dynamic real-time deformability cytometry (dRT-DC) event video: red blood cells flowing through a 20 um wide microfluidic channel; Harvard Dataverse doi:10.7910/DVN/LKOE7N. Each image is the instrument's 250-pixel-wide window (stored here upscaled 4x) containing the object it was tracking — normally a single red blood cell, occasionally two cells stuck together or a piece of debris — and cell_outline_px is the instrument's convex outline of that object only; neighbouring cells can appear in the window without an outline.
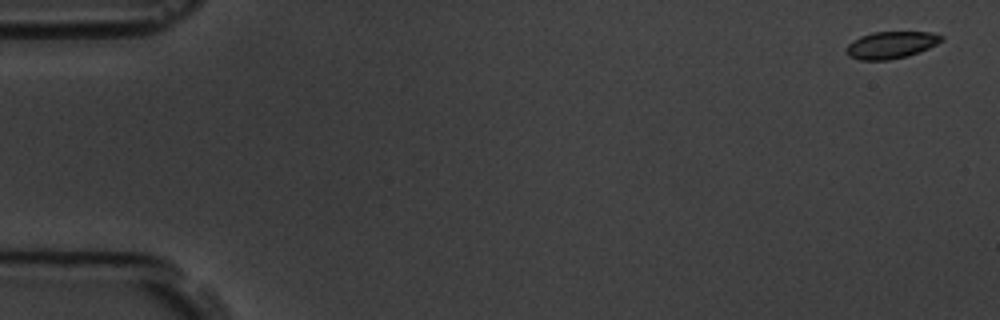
{"species": "common noctule bat (a hibernating species)", "species_latin": "Nyctalus noctula", "temperature_condition": "room temperature", "stored_images_in_passage": 13, "camera_frame_rate_fps": 3000, "um_per_image_px": 0.085, "animal": {"sex": "male", "body_mass_g": 19.5, "forearm_length_mm": 54.6}, "frame": {"image": 1, "passage_image": 1, "time_ms": 0.0, "image_size_px": [1000, 320], "cell_outline_px": [[944, 40], [920, 52], [908, 56], [888, 60], [860, 60], [848, 56], [844, 48], [852, 40], [860, 36], [872, 32], [932, 32], [944, 36]], "centroid_in_image_um": [75.72, 3.82], "position_along_channel_um": 9.3, "area_um2": 15.2}}
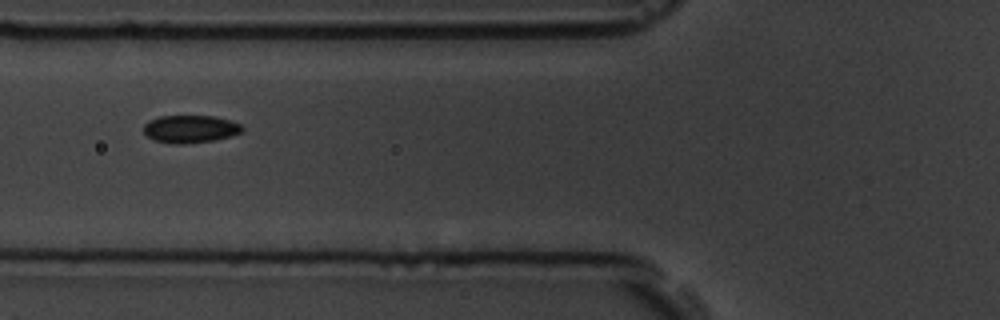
{"frame": {"image": 2, "passage_image": 6, "time_ms": 6.667, "image_size_px": [1000, 320], "cell_outline_px": [[244, 128], [240, 132], [228, 136], [212, 140], [184, 144], [176, 144], [152, 140], [144, 132], [144, 124], [148, 120], [160, 116], [216, 116], [240, 124]], "centroid_in_image_um": [16.12, 10.95], "position_along_channel_um": 109.7, "area_um2": 15.72}}
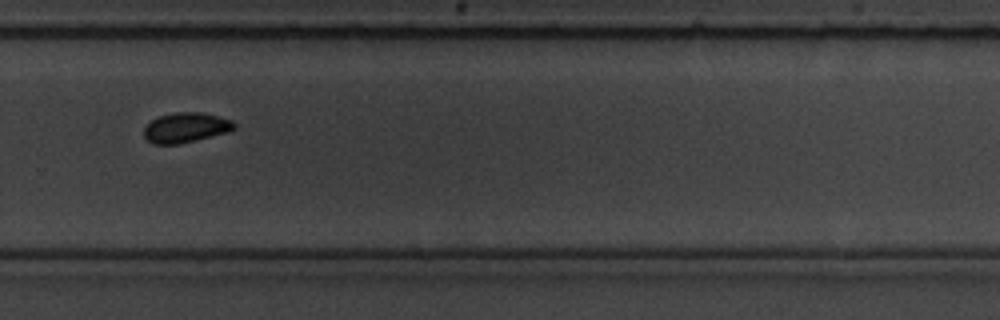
{"frame": {"image": 3, "passage_image": 11, "time_ms": 12.333, "image_size_px": [1000, 320], "cell_outline_px": [[236, 128], [228, 132], [176, 144], [152, 144], [144, 136], [144, 128], [152, 120], [160, 116], [176, 112], [200, 112], [232, 120], [236, 124]], "centroid_in_image_um": [15.79, 10.84], "position_along_channel_um": 314.0, "area_um2": 15.49}, "authors_computed_cell_mechanics": {"area_um2": 15.4904, "velocity_mm_per_s": 3.6178, "shape_relaxation_time_tau1_ms": 2.4533, "shape_relaxation_time_tau2_ms": null, "deformation_change_tau1": 0.0754, "deformation_change_tau2": null}}